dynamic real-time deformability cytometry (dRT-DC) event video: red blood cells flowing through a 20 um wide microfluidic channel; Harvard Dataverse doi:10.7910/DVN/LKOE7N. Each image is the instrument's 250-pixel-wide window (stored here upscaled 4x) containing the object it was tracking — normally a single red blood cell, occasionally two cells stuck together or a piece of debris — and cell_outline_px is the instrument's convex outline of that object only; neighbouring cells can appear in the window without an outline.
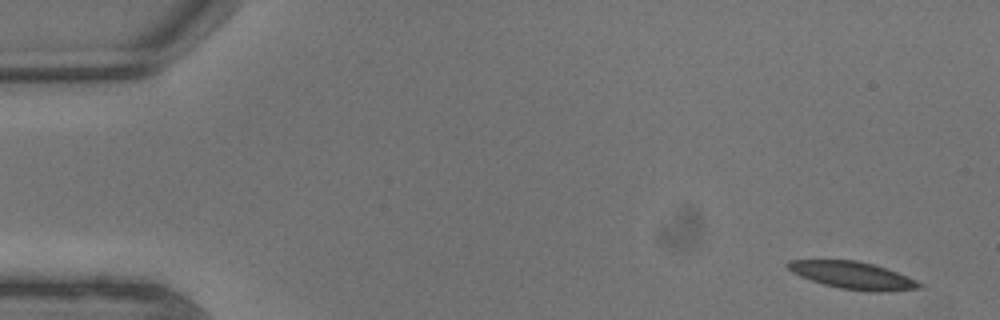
{"species": "common noctule bat (a hibernating species)", "species_latin": "Nyctalus noctula", "temperature_condition": "warm", "stored_images_in_passage": 7, "camera_frame_rate_fps": 3000, "um_per_image_px": 0.085, "animal": {"sex": "male", "body_mass_g": 13.3}, "frame": {"image": 1, "passage_image": 1, "time_ms": 0.0, "image_size_px": [1000, 320], "cell_outline_px": [[924, 288], [880, 292], [868, 292], [840, 288], [824, 284], [800, 276], [792, 272], [784, 264], [788, 260], [856, 260], [872, 264], [908, 276], [924, 284]], "centroid_in_image_um": [72.5, 23.41], "position_along_channel_um": 12.5, "area_um2": 20.92}}
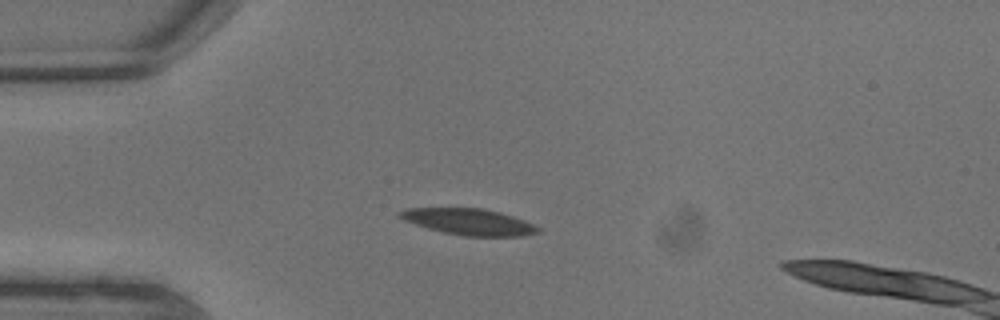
{"frame": {"image": 2, "passage_image": 5, "time_ms": 1.333, "image_size_px": [1000, 320], "cell_outline_px": [[540, 232], [520, 236], [464, 236], [444, 232], [428, 228], [404, 220], [396, 216], [396, 212], [408, 208], [480, 208], [500, 212], [524, 220], [540, 228]], "centroid_in_image_um": [39.83, 18.85], "position_along_channel_um": 45.2, "area_um2": 21.04}}
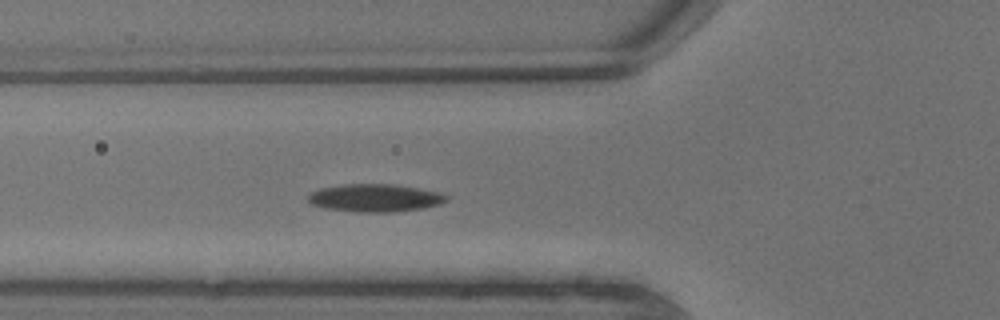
{"frame": {"image": 3, "passage_image": 7, "time_ms": 2.0, "image_size_px": [1000, 320], "cell_outline_px": [[448, 200], [440, 204], [424, 208], [388, 212], [364, 212], [324, 208], [312, 204], [308, 200], [308, 196], [312, 192], [320, 188], [344, 184], [392, 184], [420, 188], [440, 192], [448, 196]], "centroid_in_image_um": [31.91, 16.81], "position_along_channel_um": 93.9, "area_um2": 22.31}}